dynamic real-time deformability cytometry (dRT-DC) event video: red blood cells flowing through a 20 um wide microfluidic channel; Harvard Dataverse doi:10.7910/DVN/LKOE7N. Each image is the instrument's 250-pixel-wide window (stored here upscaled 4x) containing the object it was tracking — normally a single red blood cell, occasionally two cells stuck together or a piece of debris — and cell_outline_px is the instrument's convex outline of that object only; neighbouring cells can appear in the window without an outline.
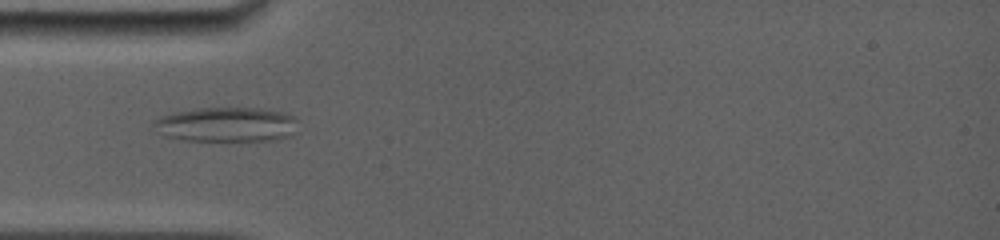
{"species": "common noctule bat (a hibernating species)", "species_latin": "Nyctalus noctula", "temperature_condition": "room temperature", "stored_images_in_passage": 44, "camera_frame_rate_fps": 5000, "um_per_image_px": 0.085, "animal": {"sex": "female", "body_mass_g": 19.0, "forearm_length_mm": 56.7}, "frame": {"image": 1, "passage_image": 8, "time_ms": 4.6, "image_size_px": [1000, 240], "cell_outline_px": [[296, 120], [292, 136], [272, 140], [184, 140], [164, 136], [152, 124], [152, 120], [160, 116], [172, 112], [196, 108], [256, 108], [284, 112], [292, 116]], "centroid_in_image_um": [19.2, 10.57], "position_along_channel_um": 65.8, "area_um2": 29.02}}
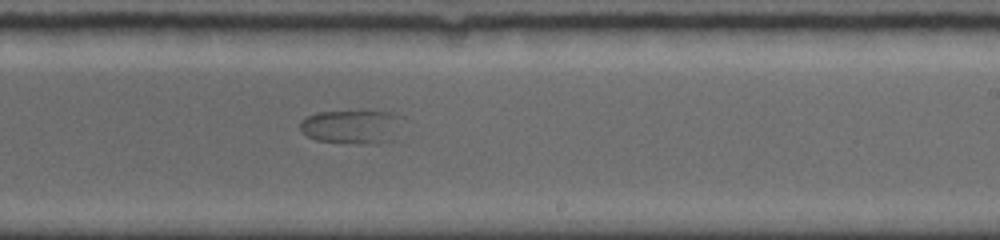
{"frame": {"image": 2, "passage_image": 20, "time_ms": 9.8, "image_size_px": [1000, 240], "cell_outline_px": [[404, 116], [392, 140], [356, 144], [316, 140], [300, 132], [300, 120], [316, 112], [364, 108], [392, 112]], "centroid_in_image_um": [29.89, 10.69], "position_along_channel_um": 259.1, "area_um2": 21.1}}
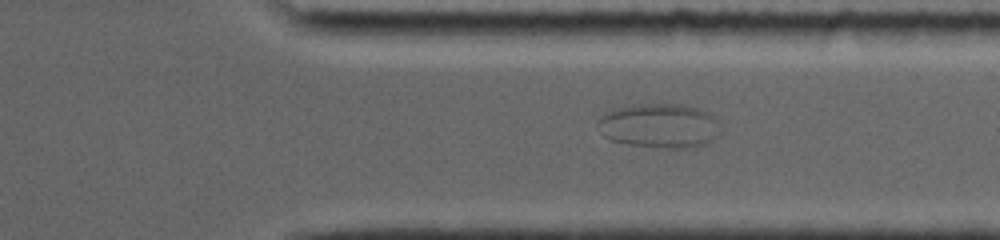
{"frame": {"image": 3, "passage_image": 29, "time_ms": 12.4, "image_size_px": [1000, 240], "cell_outline_px": [[724, 132], [708, 144], [696, 148], [668, 148], [628, 144], [608, 140], [604, 136], [596, 124], [600, 116], [608, 112], [620, 108], [640, 104], [684, 104], [700, 108], [716, 116]], "centroid_in_image_um": [56.16, 10.7], "position_along_channel_um": 355.2, "area_um2": 32.43}}